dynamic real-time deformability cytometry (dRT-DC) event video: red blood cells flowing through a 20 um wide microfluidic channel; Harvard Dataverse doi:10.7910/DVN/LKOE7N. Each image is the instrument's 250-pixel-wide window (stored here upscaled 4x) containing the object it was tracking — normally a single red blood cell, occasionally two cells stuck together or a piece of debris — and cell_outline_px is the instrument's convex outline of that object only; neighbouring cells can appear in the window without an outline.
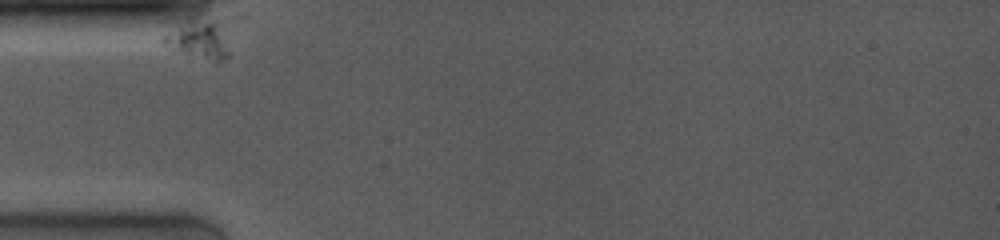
{"species": "common noctule bat (a hibernating species)", "species_latin": "Nyctalus noctula", "temperature_condition": "room temperature", "stored_images_in_passage": 30, "camera_frame_rate_fps": 4000, "um_per_image_px": 0.085, "animal": {"sex": "female", "body_mass_g": 19.0, "forearm_length_mm": 53.3}, "frame": {"image": 1, "passage_image": 1, "time_ms": 0.0, "image_size_px": [1000, 240], "cell_outline_px": [[248, 16], [228, 56], [224, 60], [216, 60], [188, 52], [164, 44], [160, 40], [164, 20], [172, 16]], "centroid_in_image_um": [17.26, 2.93], "position_along_channel_um": 67.7, "area_um2": 20.52}}
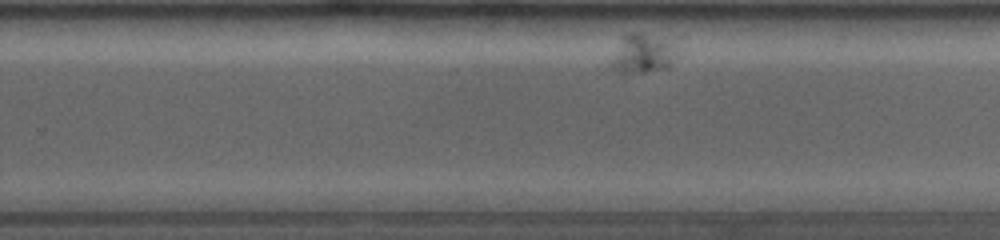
{"frame": {"image": 2, "passage_image": 21, "time_ms": 7.0, "image_size_px": [1000, 240], "cell_outline_px": [[680, 52], [668, 68], [624, 76], [608, 64], [624, 36], [632, 32], [640, 32], [664, 40]], "centroid_in_image_um": [54.6, 4.63], "position_along_channel_um": 275.2, "area_um2": 15.03}}
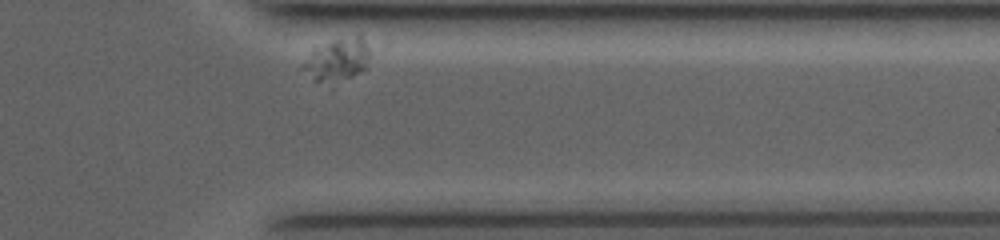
{"frame": {"image": 3, "passage_image": 30, "time_ms": 10.25, "image_size_px": [1000, 240], "cell_outline_px": [[368, 68], [332, 88], [312, 80], [304, 68], [304, 64], [312, 48], [360, 32], [368, 48]], "centroid_in_image_um": [28.7, 5.14], "position_along_channel_um": 382.7, "area_um2": 17.28}}